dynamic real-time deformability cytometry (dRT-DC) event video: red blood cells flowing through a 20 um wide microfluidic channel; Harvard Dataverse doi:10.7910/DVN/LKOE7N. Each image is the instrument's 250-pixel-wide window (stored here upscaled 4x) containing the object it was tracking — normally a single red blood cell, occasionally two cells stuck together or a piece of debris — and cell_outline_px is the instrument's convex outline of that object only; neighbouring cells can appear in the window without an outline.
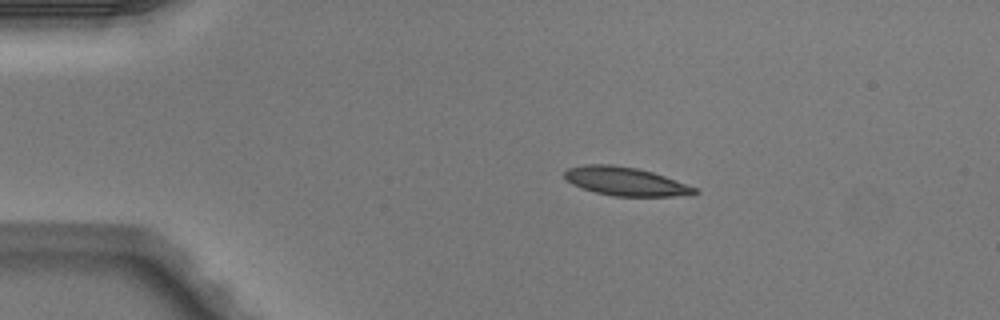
{"species": "Egyptian fruit bat (a non-hibernating species)", "species_latin": "Rousettus aegyptiacus", "temperature_condition": "warm", "stored_images_in_passage": 3, "camera_frame_rate_fps": 3000, "um_per_image_px": 0.085, "animal": {"sex": "male"}, "frame": {"image": 1, "passage_image": 1, "time_ms": 0.0, "image_size_px": [1000, 320], "cell_outline_px": [[700, 192], [692, 196], [612, 196], [596, 192], [572, 184], [564, 176], [564, 172], [568, 168], [584, 164], [612, 164], [636, 168], [652, 172], [664, 176], [696, 188]], "centroid_in_image_um": [53.19, 15.42], "position_along_channel_um": 31.8, "area_um2": 21.56}}
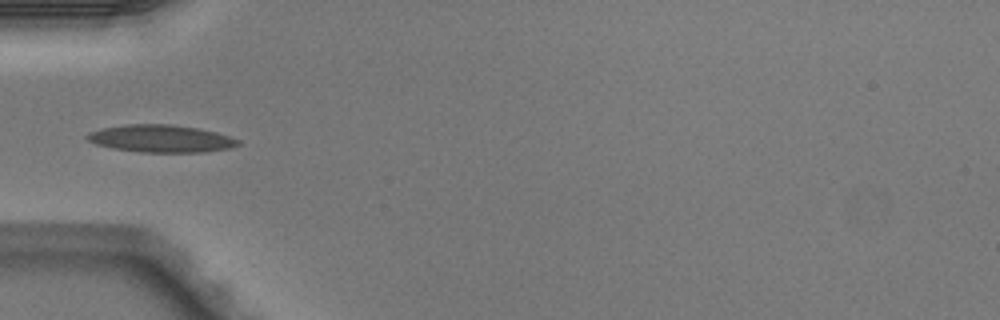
{"frame": {"image": 2, "passage_image": 3, "time_ms": 0.667, "image_size_px": [1000, 320], "cell_outline_px": [[240, 144], [232, 148], [204, 152], [140, 152], [112, 148], [96, 144], [88, 140], [84, 136], [88, 132], [104, 128], [128, 124], [172, 124], [196, 128], [216, 132], [240, 140]], "centroid_in_image_um": [13.68, 11.78], "position_along_channel_um": 71.3, "area_um2": 24.1}}